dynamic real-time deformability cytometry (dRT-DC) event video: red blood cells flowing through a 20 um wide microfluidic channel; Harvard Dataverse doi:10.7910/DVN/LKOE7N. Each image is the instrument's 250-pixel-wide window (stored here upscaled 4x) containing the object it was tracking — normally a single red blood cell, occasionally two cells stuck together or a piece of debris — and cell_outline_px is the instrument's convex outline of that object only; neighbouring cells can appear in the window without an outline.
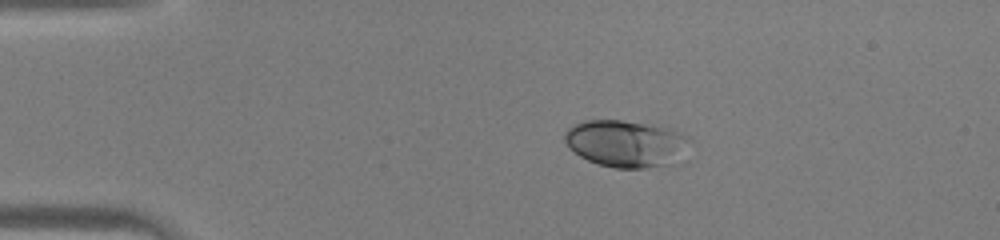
{"species": "human", "species_latin": "Homo sapiens", "temperature_condition": "warm", "stored_images_in_passage": 37, "camera_frame_rate_fps": 3000, "um_per_image_px": 0.085, "donor": {"sex": "male"}, "frame": {"image": 1, "passage_image": 1, "time_ms": 0.0, "image_size_px": [1000, 240], "cell_outline_px": [[696, 140], [688, 160], [684, 164], [672, 168], [616, 168], [596, 164], [580, 156], [564, 140], [564, 132], [572, 124], [584, 120], [620, 120], [672, 128]], "centroid_in_image_um": [53.47, 12.26], "position_along_channel_um": 31.5, "area_um2": 36.3}}
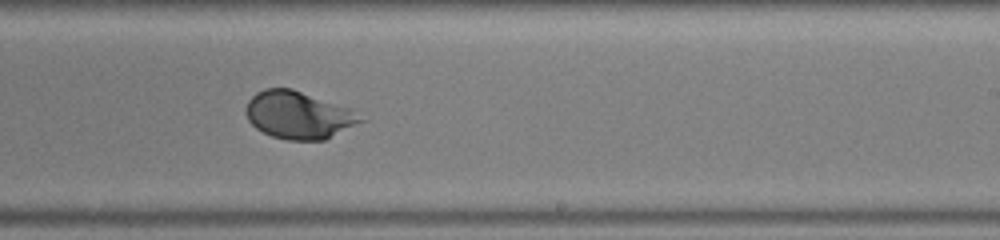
{"frame": {"image": 2, "passage_image": 20, "time_ms": 6.333, "image_size_px": [1000, 240], "cell_outline_px": [[368, 120], [324, 140], [288, 140], [272, 136], [256, 128], [248, 120], [244, 108], [248, 100], [256, 92], [264, 88], [292, 88], [352, 108]], "centroid_in_image_um": [25.41, 9.77], "position_along_channel_um": 263.6, "area_um2": 32.19}}
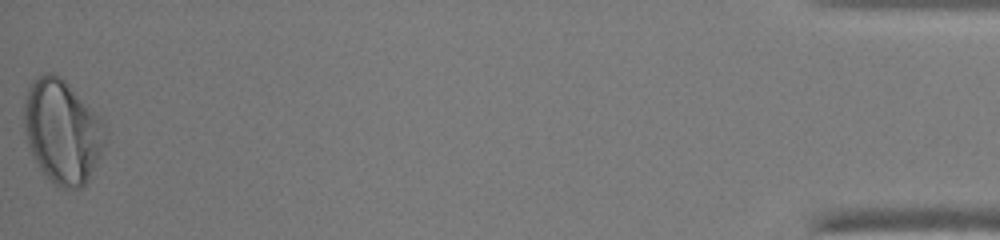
{"frame": {"image": 3, "passage_image": 37, "time_ms": 12.0, "image_size_px": [1000, 240], "cell_outline_px": [[108, 140], [84, 188], [60, 188], [44, 172], [36, 160], [28, 144], [24, 128], [24, 96], [32, 80], [48, 72], [52, 72], [60, 76], [104, 120], [108, 128]], "centroid_in_image_um": [5.34, 11.15], "position_along_channel_um": 429.9, "area_um2": 49.19}}